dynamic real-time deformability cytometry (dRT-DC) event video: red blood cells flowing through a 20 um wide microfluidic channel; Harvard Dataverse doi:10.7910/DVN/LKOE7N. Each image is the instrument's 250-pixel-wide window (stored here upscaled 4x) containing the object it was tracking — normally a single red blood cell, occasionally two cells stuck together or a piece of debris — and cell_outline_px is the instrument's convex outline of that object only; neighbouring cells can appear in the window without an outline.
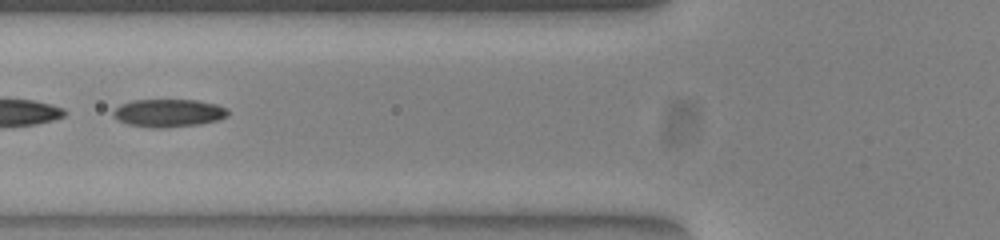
{"species": "common noctule bat (a hibernating species)", "species_latin": "Nyctalus noctula", "temperature_condition": "warm", "stored_images_in_passage": 51, "segment_of_instrument_passage": [2, 2], "camera_frame_rate_fps": 3000, "um_per_image_px": 0.085, "animal": {"sex": "female", "body_mass_g": 23.0, "forearm_length_mm": 53.4}, "frame": {"image": 1, "passage_image": 20, "time_ms": 6.333, "image_size_px": [1000, 240], "cell_outline_px": [[228, 116], [220, 120], [200, 124], [164, 128], [152, 128], [128, 124], [112, 116], [112, 112], [120, 104], [132, 100], [196, 100], [216, 104], [228, 108]], "centroid_in_image_um": [14.35, 9.61], "position_along_channel_um": 111.5, "area_um2": 18.79}}
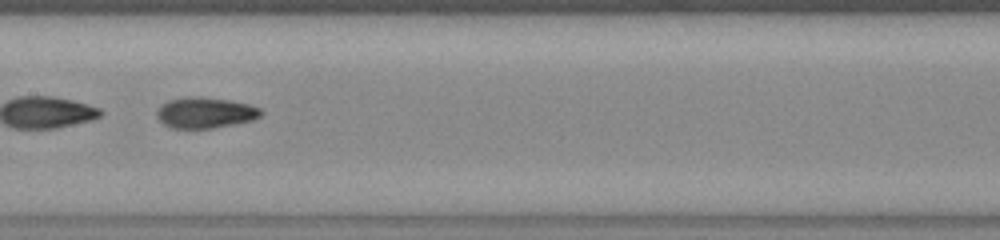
{"frame": {"image": 2, "passage_image": 26, "time_ms": 8.333, "image_size_px": [1000, 240], "cell_outline_px": [[264, 112], [260, 116], [252, 120], [212, 128], [172, 128], [164, 124], [156, 116], [156, 112], [160, 104], [168, 100], [188, 96], [200, 96], [228, 100], [248, 104], [260, 108]], "centroid_in_image_um": [17.41, 9.56], "position_along_channel_um": 190.0, "area_um2": 18.73}}